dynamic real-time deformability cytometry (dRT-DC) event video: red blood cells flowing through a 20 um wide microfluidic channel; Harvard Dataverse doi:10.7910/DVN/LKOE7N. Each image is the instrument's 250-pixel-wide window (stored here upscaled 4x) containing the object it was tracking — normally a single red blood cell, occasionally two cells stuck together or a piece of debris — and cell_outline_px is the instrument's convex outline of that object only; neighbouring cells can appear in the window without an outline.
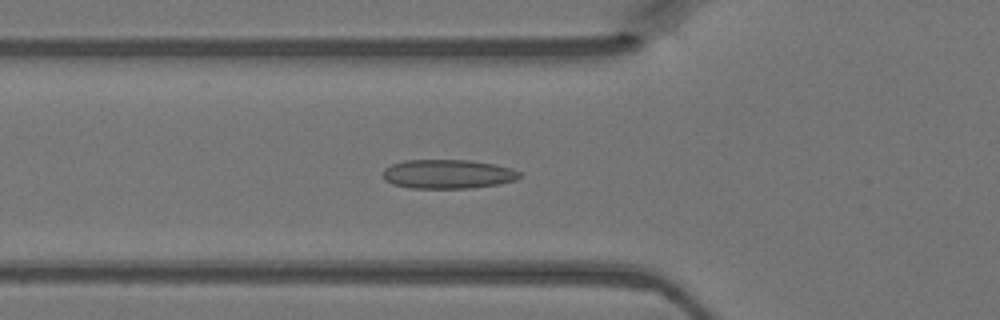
{"species": "Egyptian fruit bat (a non-hibernating species)", "species_latin": "Rousettus aegyptiacus", "temperature_condition": "warm", "stored_images_in_passage": 40, "camera_frame_rate_fps": 3000, "um_per_image_px": 0.085, "animal": {"sex": "female"}, "frame": {"image": 1, "passage_image": 9, "time_ms": 2.667, "image_size_px": [1000, 320], "cell_outline_px": [[520, 176], [516, 180], [500, 184], [472, 188], [412, 188], [392, 184], [384, 180], [384, 168], [392, 164], [404, 160], [472, 160], [496, 164], [512, 168], [520, 172]], "centroid_in_image_um": [38.09, 14.79], "position_along_channel_um": 87.7, "area_um2": 23.35}}
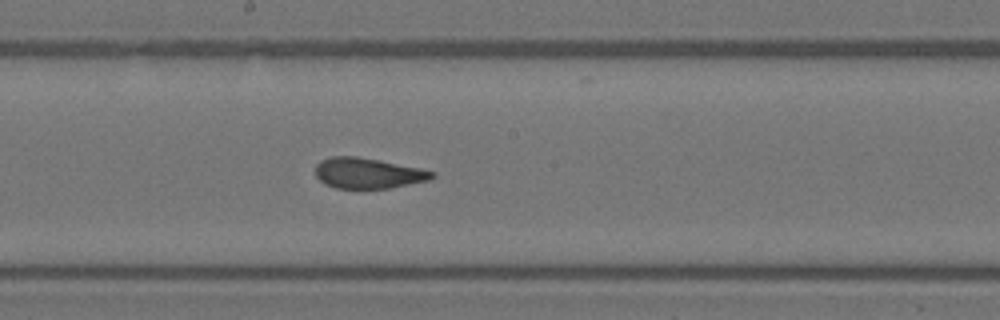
{"frame": {"image": 2, "passage_image": 18, "time_ms": 5.667, "image_size_px": [1000, 320], "cell_outline_px": [[436, 176], [428, 180], [388, 188], [336, 188], [324, 184], [316, 176], [316, 164], [320, 160], [332, 156], [356, 156], [420, 168], [436, 172]], "centroid_in_image_um": [31.25, 14.71], "position_along_channel_um": 216.9, "area_um2": 20.63}}
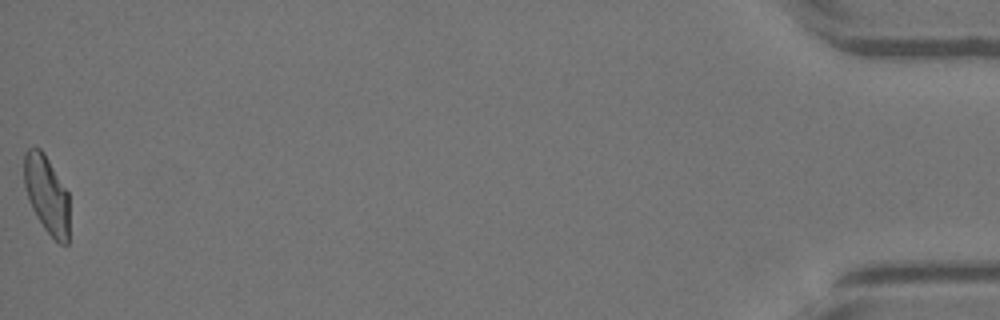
{"frame": {"image": 3, "passage_image": 40, "time_ms": 13.0, "image_size_px": [1000, 320], "cell_outline_px": [[68, 244], [60, 244], [44, 228], [36, 216], [28, 200], [24, 184], [24, 152], [28, 148], [40, 148], [44, 152], [68, 192]], "centroid_in_image_um": [3.96, 16.51], "position_along_channel_um": 431.2, "area_um2": 20.46}}